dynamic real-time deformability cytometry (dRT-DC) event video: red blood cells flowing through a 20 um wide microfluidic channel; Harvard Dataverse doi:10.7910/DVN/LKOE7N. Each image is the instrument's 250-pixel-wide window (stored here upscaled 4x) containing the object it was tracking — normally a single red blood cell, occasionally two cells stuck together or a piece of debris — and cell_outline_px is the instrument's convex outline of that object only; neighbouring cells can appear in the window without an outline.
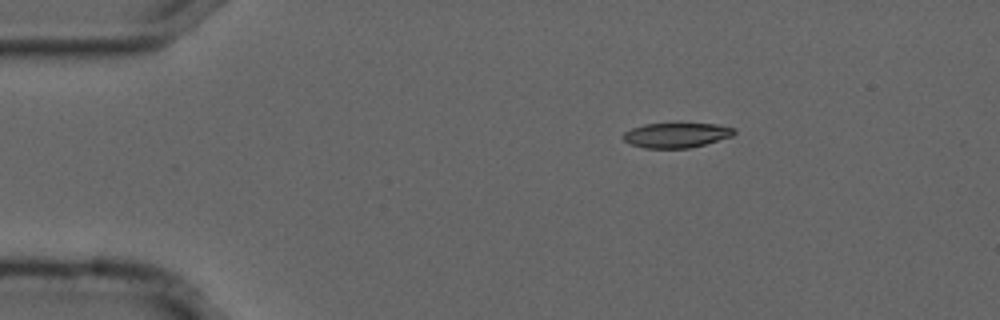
{"species": "common noctule bat (a hibernating species)", "species_latin": "Nyctalus noctula", "temperature_condition": "cold", "stored_images_in_passage": 9, "camera_frame_rate_fps": 3000, "um_per_image_px": 0.085, "animal": {"sex": "male", "forearm_length_mm": 52.5}, "frame": {"image": 1, "passage_image": 1, "time_ms": 0.0, "image_size_px": [1000, 320], "cell_outline_px": [[736, 132], [732, 136], [704, 144], [688, 148], [644, 148], [632, 144], [624, 140], [624, 132], [632, 128], [644, 124], [676, 120], [680, 120], [716, 124], [736, 128]], "centroid_in_image_um": [57.52, 11.42], "position_along_channel_um": 27.5, "area_um2": 16.94}}